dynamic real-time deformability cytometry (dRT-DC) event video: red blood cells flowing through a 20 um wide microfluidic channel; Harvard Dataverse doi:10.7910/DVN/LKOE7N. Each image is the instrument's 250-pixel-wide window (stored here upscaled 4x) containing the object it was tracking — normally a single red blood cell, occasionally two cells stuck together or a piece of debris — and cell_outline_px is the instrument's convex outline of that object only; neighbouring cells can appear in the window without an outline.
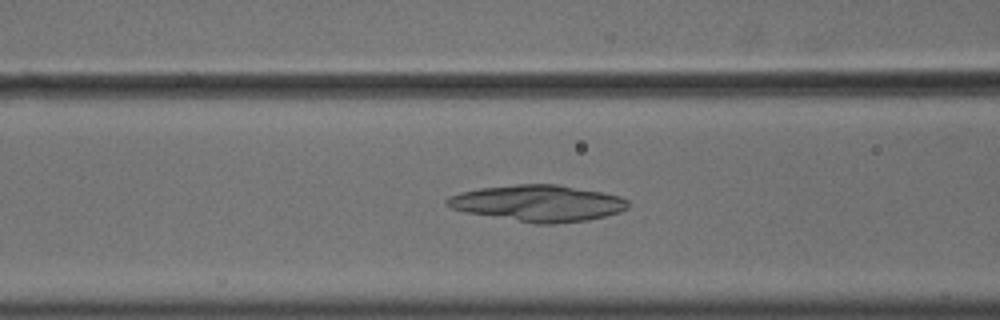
{"species": "common noctule bat (a hibernating species)", "species_latin": "Nyctalus noctula", "temperature_condition": "cold", "stored_images_in_passage": 52, "camera_frame_rate_fps": 3000, "um_per_image_px": 0.085, "animal": {"sex": "male", "body_mass_g": 18.8}, "frame": {"image": 1, "passage_image": 23, "time_ms": 7.333, "image_size_px": [1000, 320], "cell_outline_px": [[628, 208], [620, 212], [588, 220], [556, 224], [536, 224], [464, 212], [452, 208], [444, 204], [444, 200], [448, 196], [460, 192], [480, 188], [516, 184], [560, 184], [620, 196], [628, 200]], "centroid_in_image_um": [45.71, 17.27], "position_along_channel_um": 120.9, "area_um2": 38.61}}
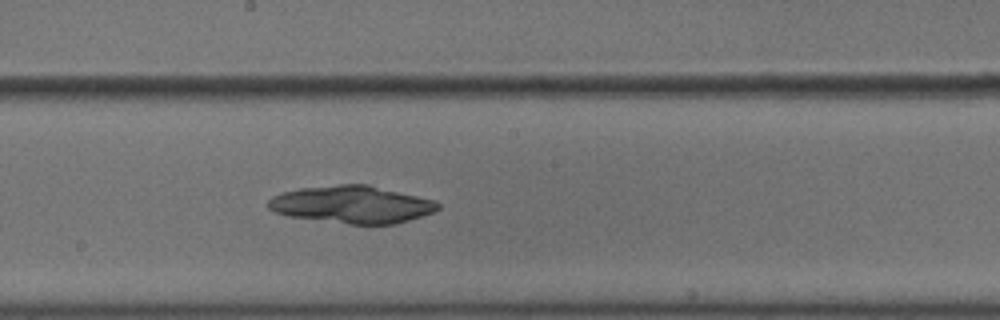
{"frame": {"image": 2, "passage_image": 31, "time_ms": 10.0, "image_size_px": [1000, 320], "cell_outline_px": [[440, 208], [432, 212], [396, 224], [348, 224], [288, 216], [276, 212], [268, 208], [268, 200], [272, 196], [284, 192], [300, 188], [340, 184], [368, 184], [436, 200], [440, 204]], "centroid_in_image_um": [29.93, 17.37], "position_along_channel_um": 218.3, "area_um2": 36.93}}
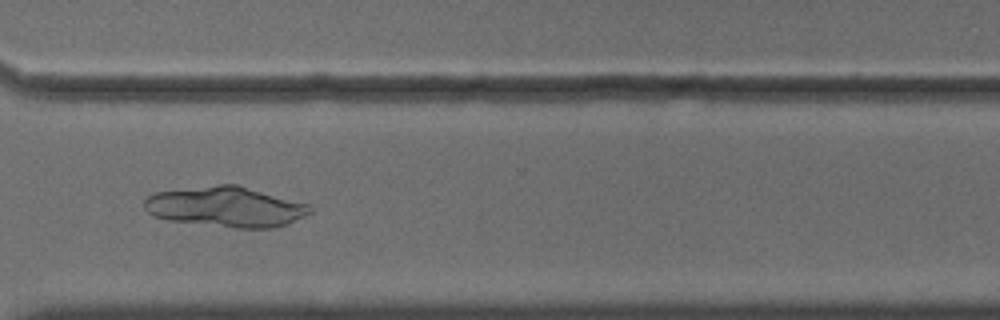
{"frame": {"image": 3, "passage_image": 42, "time_ms": 13.667, "image_size_px": [1000, 320], "cell_outline_px": [[312, 212], [288, 224], [272, 228], [236, 228], [168, 220], [152, 216], [144, 208], [144, 200], [148, 196], [156, 192], [220, 184], [236, 184], [308, 204], [312, 208]], "centroid_in_image_um": [19.19, 17.59], "position_along_channel_um": 351.4, "area_um2": 38.73}}